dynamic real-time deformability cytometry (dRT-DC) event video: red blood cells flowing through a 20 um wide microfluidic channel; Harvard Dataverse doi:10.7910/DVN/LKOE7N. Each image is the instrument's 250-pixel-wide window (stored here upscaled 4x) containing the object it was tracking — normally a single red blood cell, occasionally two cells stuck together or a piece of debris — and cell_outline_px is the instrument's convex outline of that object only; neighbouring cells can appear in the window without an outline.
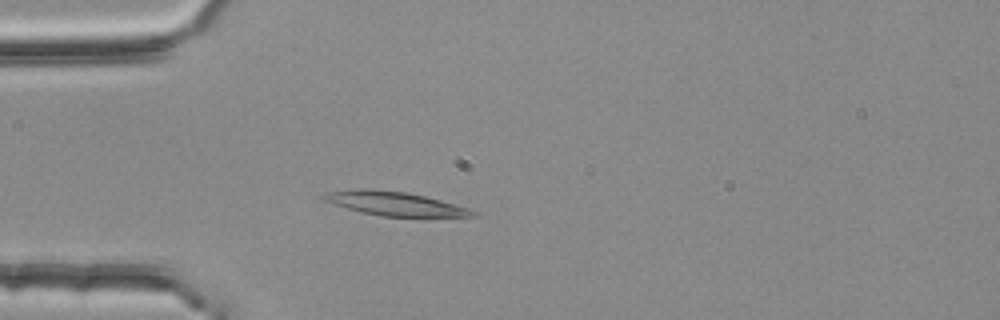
{"species": "common noctule bat (a hibernating species)", "species_latin": "Nyctalus noctula", "temperature_condition": "room temperature", "stored_images_in_passage": 3, "camera_frame_rate_fps": 3000, "um_per_image_px": 0.085, "animal": {"sex": "female", "body_mass_g": 25.1}, "frame": {"image": 1, "passage_image": 3, "time_ms": 0.667, "image_size_px": [1000, 320], "cell_outline_px": [[480, 212], [476, 216], [380, 216], [360, 212], [332, 204], [320, 200], [320, 196], [332, 192], [356, 188], [368, 188], [404, 192], [424, 196], [440, 200], [468, 208]], "centroid_in_image_um": [33.5, 17.3], "position_along_channel_um": 51.5, "area_um2": 20.63}}